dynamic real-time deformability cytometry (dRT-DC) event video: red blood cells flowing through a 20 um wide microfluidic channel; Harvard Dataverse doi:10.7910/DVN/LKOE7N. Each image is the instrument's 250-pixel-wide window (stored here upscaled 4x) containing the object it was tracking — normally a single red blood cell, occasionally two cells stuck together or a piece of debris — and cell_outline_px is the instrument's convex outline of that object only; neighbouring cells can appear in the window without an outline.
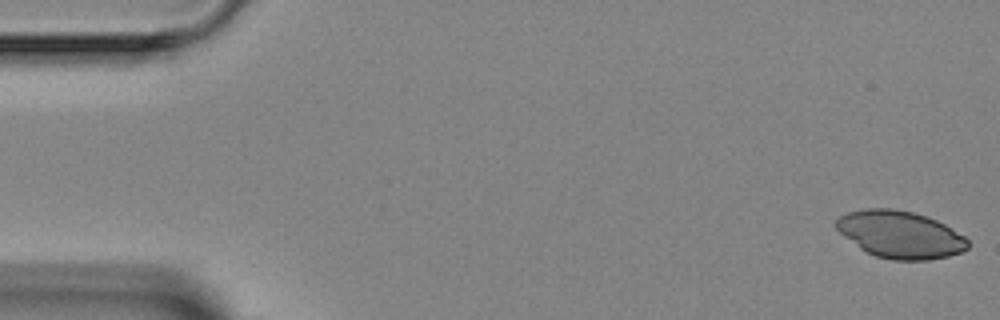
{"species": "Egyptian fruit bat (a non-hibernating species)", "species_latin": "Rousettus aegyptiacus", "temperature_condition": "room temperature", "stored_images_in_passage": 3, "camera_frame_rate_fps": 3000, "um_per_image_px": 0.085, "animal": {"sex": "female"}, "frame": {"image": 1, "passage_image": 1, "time_ms": 0.0, "image_size_px": [1000, 320], "cell_outline_px": [[968, 248], [960, 252], [948, 256], [928, 260], [892, 260], [876, 256], [860, 248], [844, 236], [836, 228], [836, 220], [840, 216], [848, 212], [864, 208], [892, 208], [912, 212], [936, 220], [944, 224], [964, 236], [968, 240]], "centroid_in_image_um": [76.51, 19.93], "position_along_channel_um": 8.5, "area_um2": 35.95}}